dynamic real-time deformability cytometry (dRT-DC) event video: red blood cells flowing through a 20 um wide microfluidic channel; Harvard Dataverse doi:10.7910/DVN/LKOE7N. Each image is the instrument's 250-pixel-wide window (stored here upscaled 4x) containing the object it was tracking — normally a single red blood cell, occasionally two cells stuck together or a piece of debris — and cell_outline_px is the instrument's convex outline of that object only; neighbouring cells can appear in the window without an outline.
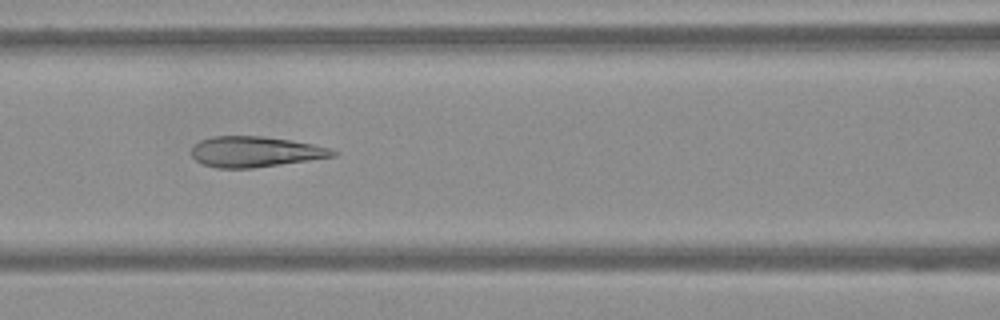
{"species": "Egyptian fruit bat (a non-hibernating species)", "species_latin": "Rousettus aegyptiacus", "temperature_condition": "warm", "stored_images_in_passage": 62, "camera_frame_rate_fps": 3000, "um_per_image_px": 0.085, "frame": {"image": 1, "passage_image": 28, "time_ms": 9.0, "image_size_px": [1000, 320], "cell_outline_px": [[336, 156], [252, 168], [216, 168], [204, 164], [196, 160], [192, 156], [192, 148], [200, 140], [212, 136], [264, 136], [292, 140], [312, 144], [328, 148], [336, 152]], "centroid_in_image_um": [21.66, 12.89], "position_along_channel_um": 144.9, "area_um2": 24.97}}
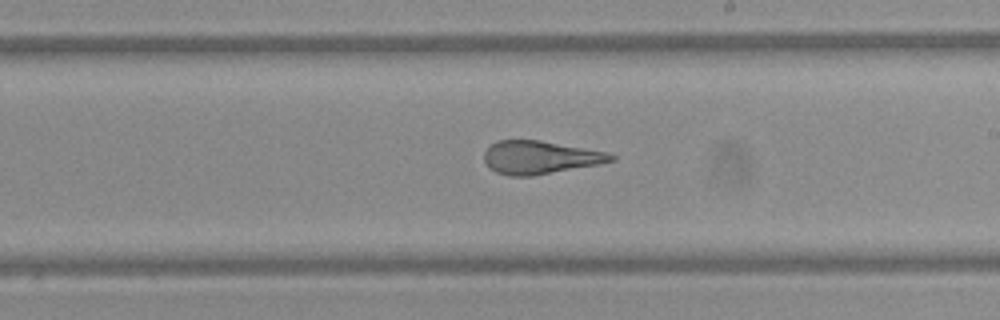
{"frame": {"image": 2, "passage_image": 37, "time_ms": 12.0, "image_size_px": [1000, 320], "cell_outline_px": [[616, 160], [600, 164], [532, 176], [508, 176], [496, 172], [484, 160], [484, 152], [492, 144], [500, 140], [540, 140], [608, 152], [616, 156]], "centroid_in_image_um": [45.94, 13.38], "position_along_channel_um": 243.1, "area_um2": 24.39}}
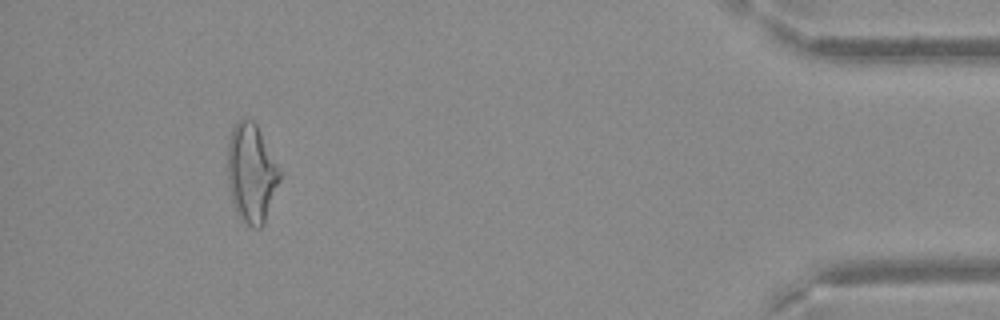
{"frame": {"image": 3, "passage_image": 58, "time_ms": 19.0, "image_size_px": [1000, 320], "cell_outline_px": [[280, 180], [264, 224], [260, 228], [252, 228], [236, 212], [232, 204], [228, 184], [228, 144], [232, 128], [236, 120], [252, 120], [256, 124], [280, 172]], "centroid_in_image_um": [21.34, 14.74], "position_along_channel_um": 413.9, "area_um2": 29.54}}